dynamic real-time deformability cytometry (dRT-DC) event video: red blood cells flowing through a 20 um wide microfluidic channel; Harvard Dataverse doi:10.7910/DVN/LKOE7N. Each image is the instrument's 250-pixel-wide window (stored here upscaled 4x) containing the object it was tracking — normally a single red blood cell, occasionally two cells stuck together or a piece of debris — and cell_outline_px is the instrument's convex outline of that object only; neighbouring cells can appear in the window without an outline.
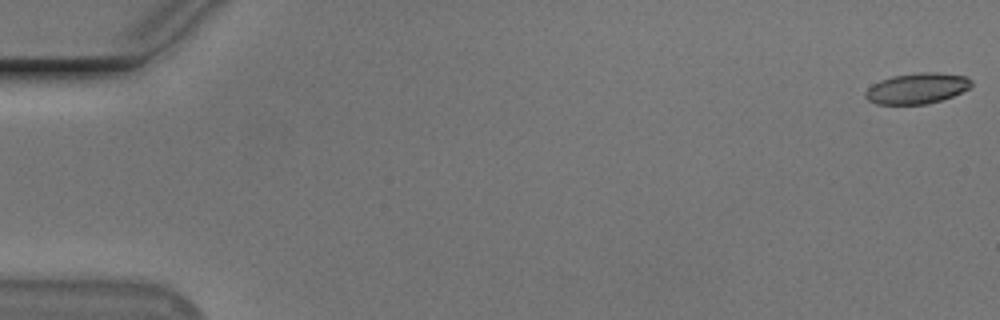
{"species": "Egyptian fruit bat (a non-hibernating species)", "species_latin": "Rousettus aegyptiacus", "temperature_condition": "cold", "stored_images_in_passage": 56, "camera_frame_rate_fps": 3000, "um_per_image_px": 0.085, "animal": {"sex": "male"}, "frame": {"image": 1, "passage_image": 1, "time_ms": 0.0, "image_size_px": [1000, 320], "cell_outline_px": [[972, 84], [968, 88], [952, 96], [940, 100], [924, 104], [876, 104], [868, 100], [864, 96], [864, 92], [872, 84], [880, 80], [892, 76], [920, 72], [936, 72], [964, 76], [972, 80]], "centroid_in_image_um": [77.9, 7.5], "position_along_channel_um": 7.1, "area_um2": 18.84}}
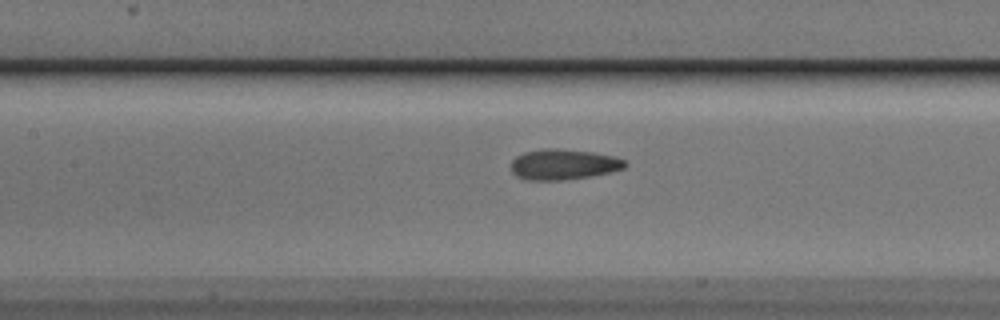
{"frame": {"image": 2, "passage_image": 26, "time_ms": 8.333, "image_size_px": [1000, 320], "cell_outline_px": [[628, 164], [624, 168], [608, 172], [588, 176], [564, 180], [528, 180], [516, 176], [512, 172], [512, 160], [516, 156], [524, 152], [544, 148], [556, 148], [592, 152], [612, 156], [624, 160]], "centroid_in_image_um": [47.86, 13.97], "position_along_channel_um": 159.5, "area_um2": 20.11}}
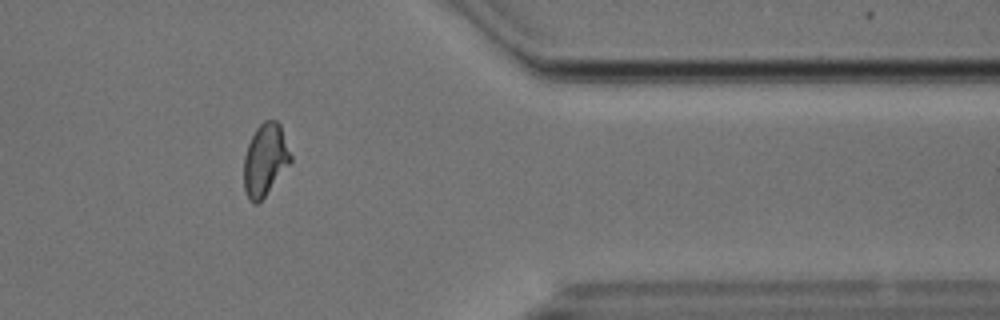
{"frame": {"image": 3, "passage_image": 46, "time_ms": 15.0, "image_size_px": [1000, 320], "cell_outline_px": [[292, 160], [264, 196], [256, 204], [252, 204], [248, 200], [244, 188], [244, 156], [248, 144], [256, 128], [264, 120], [276, 120], [280, 124], [292, 156]], "centroid_in_image_um": [22.53, 13.57], "position_along_channel_um": 388.9, "area_um2": 19.48}, "authors_computed_cell_mechanics": {"area_um2": 19.6809, "velocity_mm_per_s": 3.706, "shape_relaxation_time_tau1_ms": 5.5762, "shape_relaxation_time_tau2_ms": 1.9237, "deformation_change_tau1": 0.1367, "deformation_change_tau2": 0.0776}}